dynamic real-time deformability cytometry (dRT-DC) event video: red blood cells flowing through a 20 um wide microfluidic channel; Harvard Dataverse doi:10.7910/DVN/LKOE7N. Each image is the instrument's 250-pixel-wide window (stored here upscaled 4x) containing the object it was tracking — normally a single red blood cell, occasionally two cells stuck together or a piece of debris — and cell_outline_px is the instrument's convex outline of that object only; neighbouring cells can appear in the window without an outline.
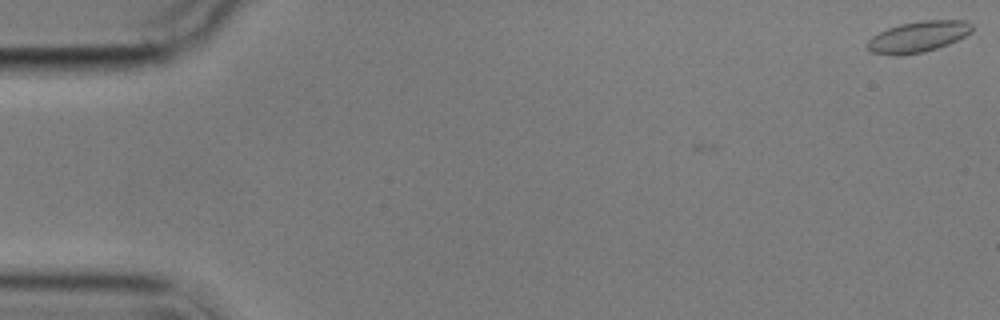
{"species": "common noctule bat (a hibernating species)", "species_latin": "Nyctalus noctula", "temperature_condition": "cold", "stored_images_in_passage": 11, "segment_of_instrument_passage": [1, 2], "camera_frame_rate_fps": 3000, "um_per_image_px": 0.085, "animal": {"sex": "male", "body_mass_g": 17.9}, "frame": {"image": 1, "passage_image": 1, "time_ms": 0.0, "image_size_px": [1000, 320], "cell_outline_px": [[972, 32], [948, 44], [924, 52], [900, 56], [896, 56], [872, 52], [868, 48], [868, 40], [872, 36], [888, 28], [900, 24], [920, 20], [968, 20], [972, 24]], "centroid_in_image_um": [78.05, 3.11], "position_along_channel_um": 6.9, "area_um2": 18.9}}
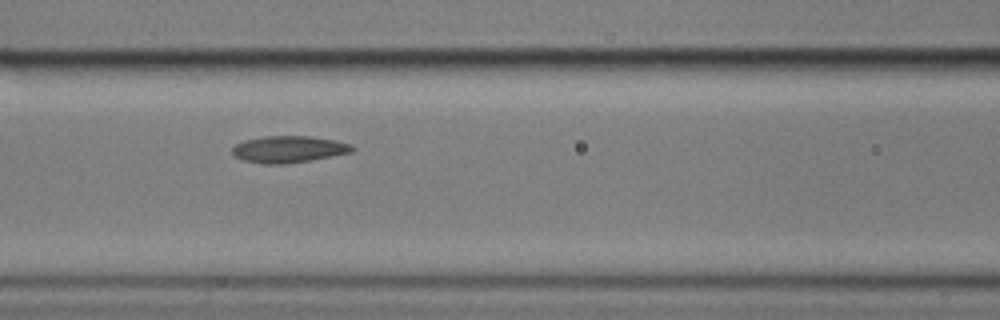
{"frame": {"image": 2, "passage_image": 7, "time_ms": 8.0, "image_size_px": [1000, 320], "cell_outline_px": [[356, 148], [352, 152], [332, 156], [284, 164], [260, 164], [244, 160], [232, 156], [232, 148], [236, 144], [244, 140], [264, 136], [308, 136], [336, 140], [352, 144]], "centroid_in_image_um": [24.53, 12.68], "position_along_channel_um": 142.1, "area_um2": 18.79}}
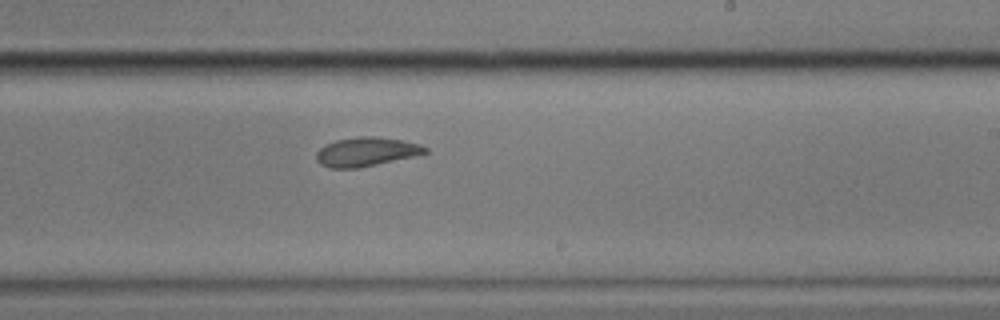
{"frame": {"image": 3, "passage_image": 10, "time_ms": 11.333, "image_size_px": [1000, 320], "cell_outline_px": [[428, 152], [416, 156], [360, 168], [328, 168], [320, 164], [316, 160], [316, 152], [324, 144], [336, 140], [360, 136], [376, 136], [400, 140], [420, 144], [428, 148]], "centroid_in_image_um": [31.12, 12.91], "position_along_channel_um": 257.9, "area_um2": 18.61}}